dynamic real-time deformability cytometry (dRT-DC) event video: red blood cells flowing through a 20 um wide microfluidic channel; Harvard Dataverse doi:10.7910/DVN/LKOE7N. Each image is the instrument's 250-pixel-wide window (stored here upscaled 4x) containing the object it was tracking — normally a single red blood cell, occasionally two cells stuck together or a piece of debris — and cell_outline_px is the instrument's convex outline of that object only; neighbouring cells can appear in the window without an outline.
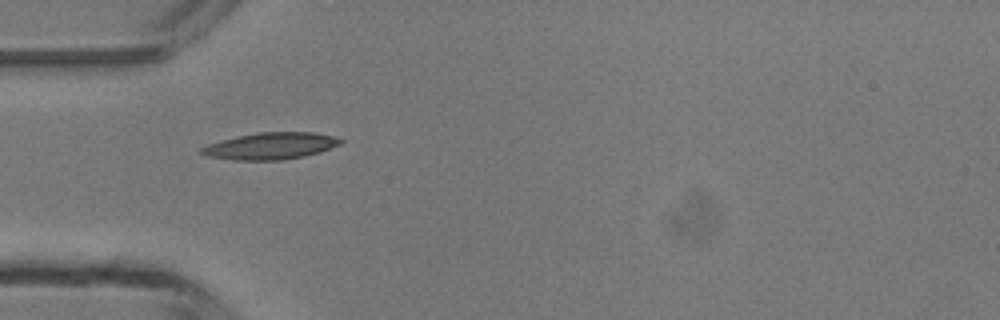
{"species": "common noctule bat (a hibernating species)", "species_latin": "Nyctalus noctula", "temperature_condition": "room temperature", "stored_images_in_passage": 6, "camera_frame_rate_fps": 3000, "um_per_image_px": 0.085, "animal": {"sex": "male", "body_mass_g": 13.3}, "frame": {"image": 1, "passage_image": 5, "time_ms": 4.667, "image_size_px": [1000, 320], "cell_outline_px": [[344, 140], [340, 144], [320, 152], [304, 156], [284, 160], [232, 160], [208, 156], [196, 152], [200, 148], [208, 144], [220, 140], [236, 136], [260, 132], [316, 132], [332, 136]], "centroid_in_image_um": [22.96, 12.41], "position_along_channel_um": 62.0, "area_um2": 21.85}}
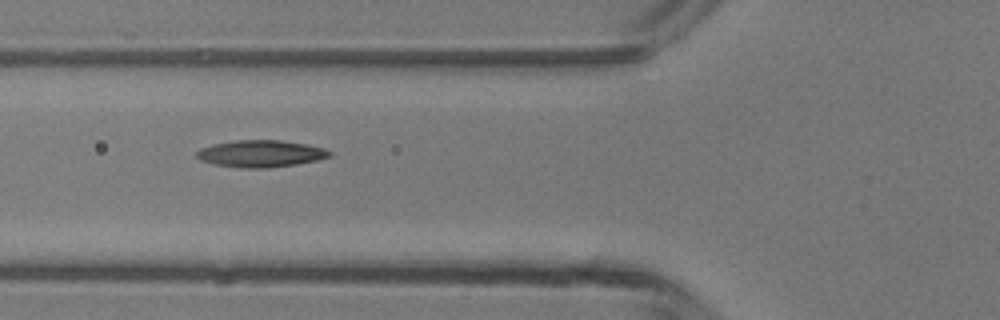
{"frame": {"image": 2, "passage_image": 6, "time_ms": 5.667, "image_size_px": [1000, 320], "cell_outline_px": [[332, 156], [316, 160], [296, 164], [268, 168], [240, 168], [216, 164], [200, 160], [196, 156], [196, 152], [200, 148], [212, 144], [232, 140], [280, 140], [304, 144], [324, 148], [332, 152]], "centroid_in_image_um": [22.14, 13.06], "position_along_channel_um": 103.7, "area_um2": 20.87}}